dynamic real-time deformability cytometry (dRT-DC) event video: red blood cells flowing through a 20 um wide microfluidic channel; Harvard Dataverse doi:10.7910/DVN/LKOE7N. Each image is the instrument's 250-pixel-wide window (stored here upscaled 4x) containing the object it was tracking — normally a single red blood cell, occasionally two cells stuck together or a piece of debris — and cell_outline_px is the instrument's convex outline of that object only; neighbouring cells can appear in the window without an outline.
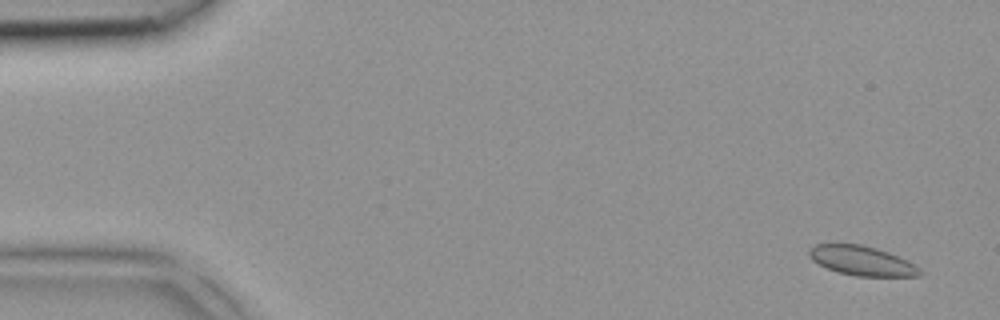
{"species": "common noctule bat (a hibernating species)", "species_latin": "Nyctalus noctula", "temperature_condition": "room temperature", "stored_images_in_passage": 6, "camera_frame_rate_fps": 3000, "um_per_image_px": 0.085, "animal": {"sex": "female", "body_mass_g": 18.4}, "frame": {"image": 1, "passage_image": 1, "time_ms": 0.0, "image_size_px": [1000, 320], "cell_outline_px": [[920, 276], [856, 276], [836, 272], [812, 260], [808, 256], [808, 248], [816, 244], [860, 244], [876, 248], [888, 252], [920, 268]], "centroid_in_image_um": [73.19, 22.16], "position_along_channel_um": 11.8, "area_um2": 18.79}}
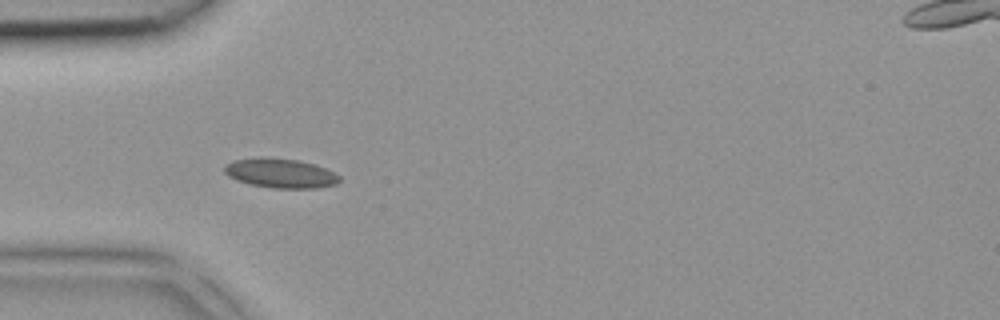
{"frame": {"image": 2, "passage_image": 4, "time_ms": 1.0, "image_size_px": [1000, 320], "cell_outline_px": [[340, 180], [336, 184], [316, 188], [272, 188], [252, 184], [236, 180], [228, 176], [224, 172], [224, 164], [232, 160], [256, 156], [268, 156], [300, 160], [316, 164], [340, 176]], "centroid_in_image_um": [23.79, 14.69], "position_along_channel_um": 61.2, "area_um2": 20.11}}